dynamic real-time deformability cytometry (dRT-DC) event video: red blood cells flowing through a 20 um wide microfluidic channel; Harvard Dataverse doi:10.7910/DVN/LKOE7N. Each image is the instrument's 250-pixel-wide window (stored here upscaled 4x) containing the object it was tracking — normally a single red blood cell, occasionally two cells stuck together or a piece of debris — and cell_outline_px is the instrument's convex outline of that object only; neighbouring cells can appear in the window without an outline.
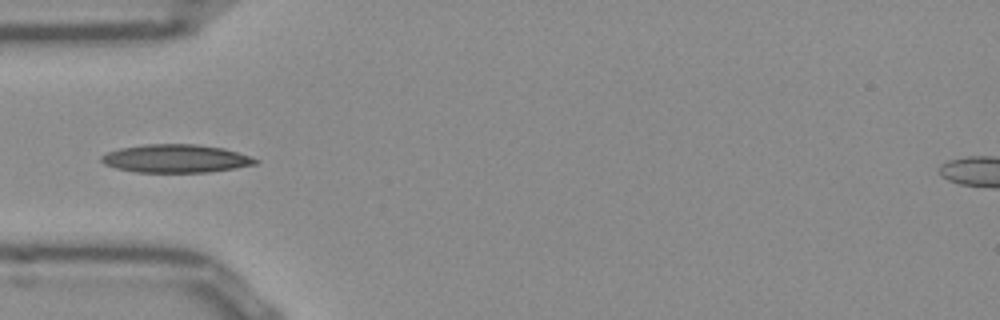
{"species": "Egyptian fruit bat (a non-hibernating species)", "species_latin": "Rousettus aegyptiacus", "temperature_condition": "room temperature", "stored_images_in_passage": 37, "camera_frame_rate_fps": 3000, "um_per_image_px": 0.085, "frame": {"image": 1, "passage_image": 1, "time_ms": 0.0, "image_size_px": [1000, 320], "cell_outline_px": [[260, 160], [256, 164], [236, 168], [208, 172], [136, 172], [116, 168], [104, 164], [100, 160], [100, 156], [108, 152], [120, 148], [144, 144], [196, 144], [224, 148]], "centroid_in_image_um": [14.92, 13.47], "position_along_channel_um": 70.1, "area_um2": 25.26}}
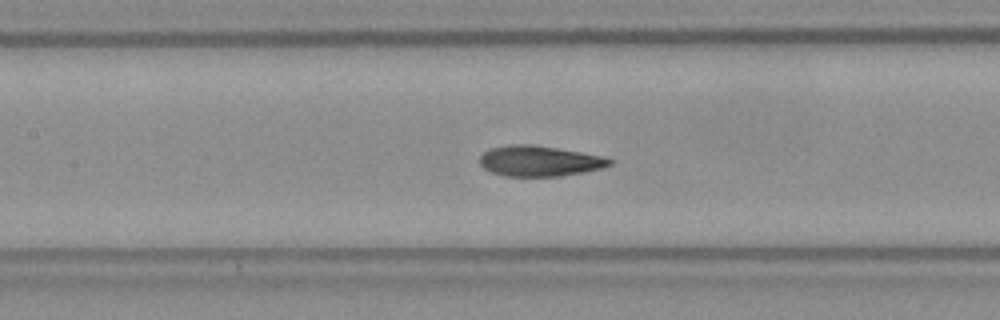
{"frame": {"image": 2, "passage_image": 8, "time_ms": 2.333, "image_size_px": [1000, 320], "cell_outline_px": [[616, 160], [612, 164], [604, 168], [584, 172], [560, 176], [504, 176], [492, 172], [484, 168], [480, 164], [480, 156], [488, 148], [508, 144], [532, 144], [604, 156]], "centroid_in_image_um": [45.88, 13.68], "position_along_channel_um": 161.5, "area_um2": 23.35}}
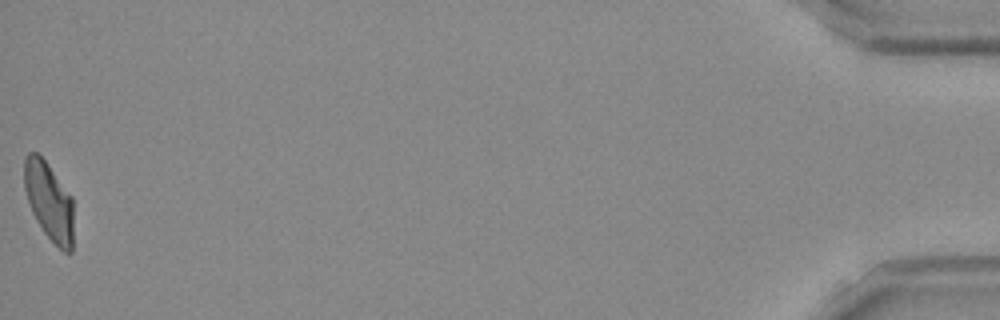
{"frame": {"image": 3, "passage_image": 37, "time_ms": 12.0, "image_size_px": [1000, 320], "cell_outline_px": [[72, 252], [64, 252], [44, 232], [36, 220], [32, 212], [24, 188], [24, 160], [28, 152], [36, 152], [48, 164], [72, 196]], "centroid_in_image_um": [4.16, 17.07], "position_along_channel_um": 431.0, "area_um2": 22.2}}